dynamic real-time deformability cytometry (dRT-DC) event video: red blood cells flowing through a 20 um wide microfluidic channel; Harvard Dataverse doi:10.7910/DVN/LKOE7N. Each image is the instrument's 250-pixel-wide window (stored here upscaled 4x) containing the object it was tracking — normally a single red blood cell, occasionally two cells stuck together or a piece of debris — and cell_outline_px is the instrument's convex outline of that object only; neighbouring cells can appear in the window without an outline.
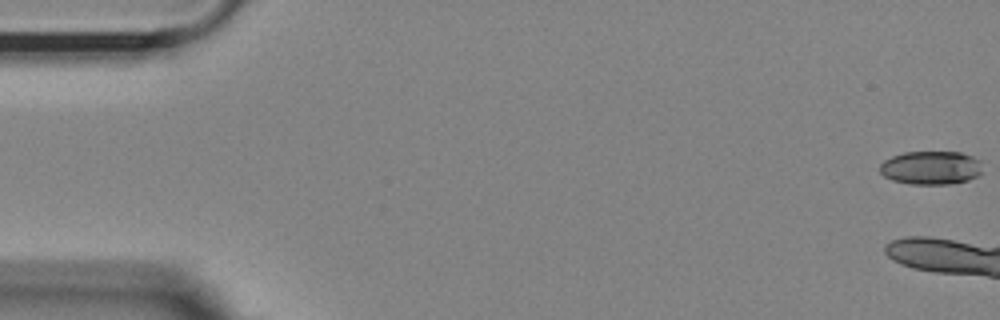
{"species": "Egyptian fruit bat (a non-hibernating species)", "species_latin": "Rousettus aegyptiacus", "temperature_condition": "room temperature", "stored_images_in_passage": 7, "camera_frame_rate_fps": 3000, "um_per_image_px": 0.085, "animal": {"sex": "female"}, "frame": {"image": 1, "passage_image": 1, "time_ms": 0.0, "image_size_px": [1000, 320], "cell_outline_px": [[980, 172], [976, 176], [968, 180], [948, 184], [908, 184], [892, 180], [884, 176], [880, 172], [880, 164], [884, 160], [892, 156], [904, 152], [960, 152], [972, 156], [980, 160]], "centroid_in_image_um": [79.09, 14.26], "position_along_channel_um": 5.9, "area_um2": 20.0}}